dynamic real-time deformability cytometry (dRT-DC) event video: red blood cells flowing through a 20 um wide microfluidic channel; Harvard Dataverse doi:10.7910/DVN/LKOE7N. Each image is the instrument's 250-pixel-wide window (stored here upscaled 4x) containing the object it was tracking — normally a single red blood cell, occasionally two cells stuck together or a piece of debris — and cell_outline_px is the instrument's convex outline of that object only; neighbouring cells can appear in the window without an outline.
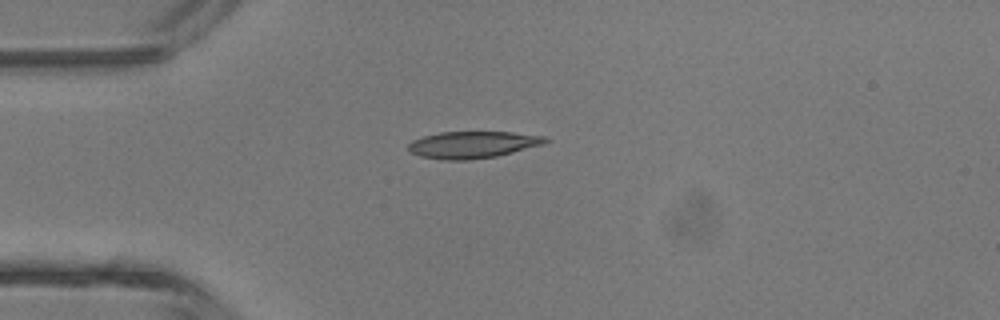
{"species": "common noctule bat (a hibernating species)", "species_latin": "Nyctalus noctula", "temperature_condition": "room temperature", "stored_images_in_passage": 3, "camera_frame_rate_fps": 3000, "um_per_image_px": 0.085, "animal": {"sex": "male", "body_mass_g": 13.3}, "frame": {"image": 1, "passage_image": 3, "time_ms": 2.333, "image_size_px": [1000, 320], "cell_outline_px": [[552, 140], [544, 144], [496, 156], [468, 160], [440, 160], [420, 156], [408, 152], [408, 144], [412, 140], [424, 136], [440, 132], [512, 132], [544, 136]], "centroid_in_image_um": [40.16, 12.3], "position_along_channel_um": 44.8, "area_um2": 21.56}}